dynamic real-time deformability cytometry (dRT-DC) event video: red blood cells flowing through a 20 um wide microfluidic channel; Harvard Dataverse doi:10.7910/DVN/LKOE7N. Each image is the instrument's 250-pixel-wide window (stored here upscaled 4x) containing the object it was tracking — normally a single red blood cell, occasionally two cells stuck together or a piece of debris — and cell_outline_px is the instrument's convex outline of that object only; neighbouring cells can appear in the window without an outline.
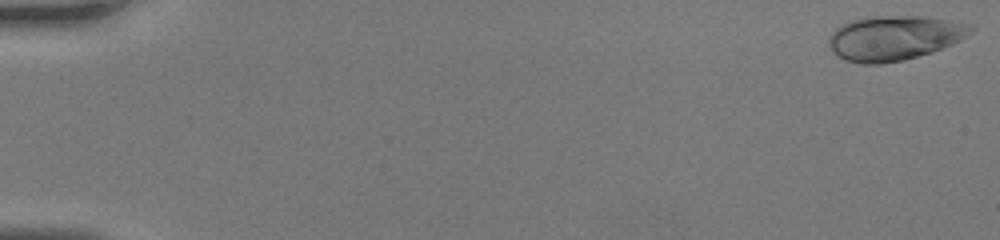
{"species": "human", "species_latin": "Homo sapiens", "temperature_condition": "room temperature", "stored_images_in_passage": 51, "camera_frame_rate_fps": 3000, "um_per_image_px": 0.085, "donor": {"sex": "female"}, "frame": {"image": 1, "passage_image": 1, "time_ms": 0.0, "image_size_px": [1000, 240], "cell_outline_px": [[976, 28], [972, 32], [960, 40], [952, 44], [932, 52], [904, 60], [884, 64], [864, 64], [848, 60], [832, 52], [828, 44], [828, 36], [840, 24], [852, 20], [868, 16], [924, 16], [976, 24]], "centroid_in_image_um": [76.04, 3.21], "position_along_channel_um": 9.0, "area_um2": 37.34}}
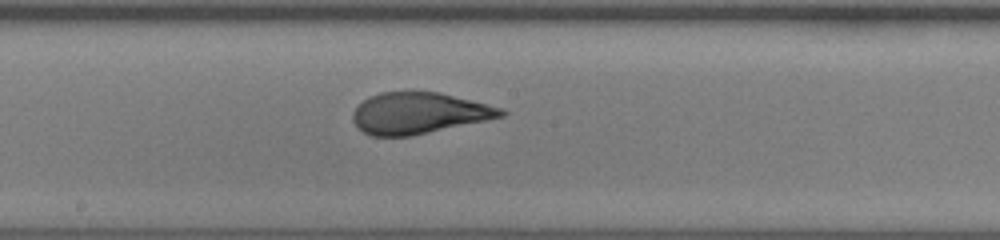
{"frame": {"image": 2, "passage_image": 31, "time_ms": 10.0, "image_size_px": [1000, 240], "cell_outline_px": [[508, 112], [504, 116], [412, 136], [372, 136], [356, 128], [352, 120], [352, 112], [368, 96], [380, 92], [440, 92], [504, 108]], "centroid_in_image_um": [35.59, 9.62], "position_along_channel_um": 212.6, "area_um2": 35.72}}
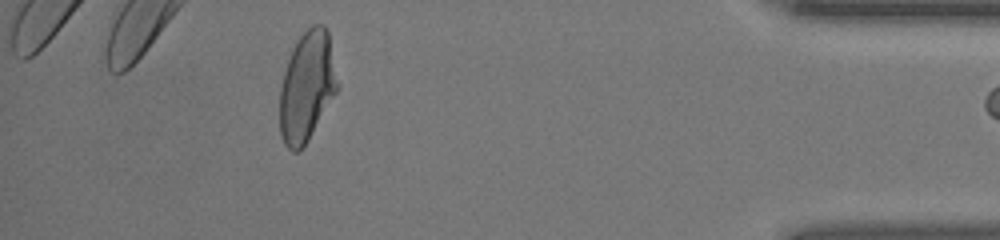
{"frame": {"image": 3, "passage_image": 50, "time_ms": 16.333, "image_size_px": [1000, 240], "cell_outline_px": [[340, 84], [336, 92], [308, 140], [296, 152], [292, 152], [284, 144], [280, 136], [280, 88], [284, 72], [292, 48], [300, 36], [312, 24], [324, 24], [328, 32]], "centroid_in_image_um": [26.1, 7.33], "position_along_channel_um": 409.1, "area_um2": 36.93}}